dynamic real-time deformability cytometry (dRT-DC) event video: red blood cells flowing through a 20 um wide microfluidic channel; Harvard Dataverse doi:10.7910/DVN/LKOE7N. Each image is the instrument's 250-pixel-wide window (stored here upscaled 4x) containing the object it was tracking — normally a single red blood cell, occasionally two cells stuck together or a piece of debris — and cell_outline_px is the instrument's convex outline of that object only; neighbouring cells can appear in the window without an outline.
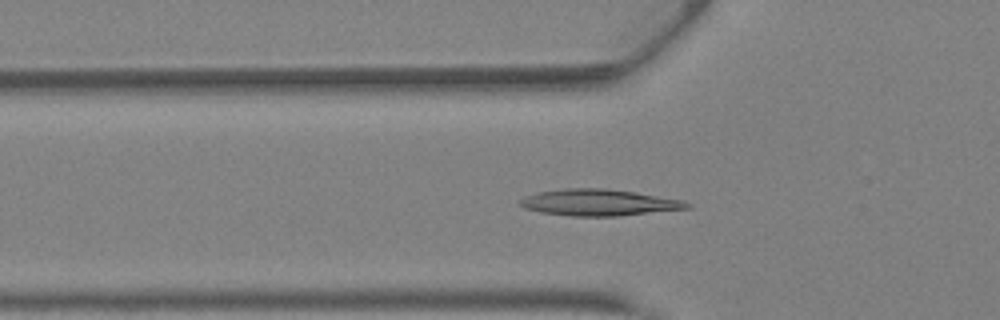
{"species": "Egyptian fruit bat (a non-hibernating species)", "species_latin": "Rousettus aegyptiacus", "temperature_condition": "warm", "stored_images_in_passage": 41, "camera_frame_rate_fps": 3000, "um_per_image_px": 0.085, "animal": {"sex": "female"}, "frame": {"image": 1, "passage_image": 14, "time_ms": 4.333, "image_size_px": [1000, 320], "cell_outline_px": [[692, 208], [616, 216], [572, 216], [540, 212], [524, 208], [520, 204], [520, 200], [528, 196], [540, 192], [564, 188], [604, 188], [636, 192], [684, 200], [692, 204]], "centroid_in_image_um": [50.97, 17.21], "position_along_channel_um": 74.8, "area_um2": 25.66}}
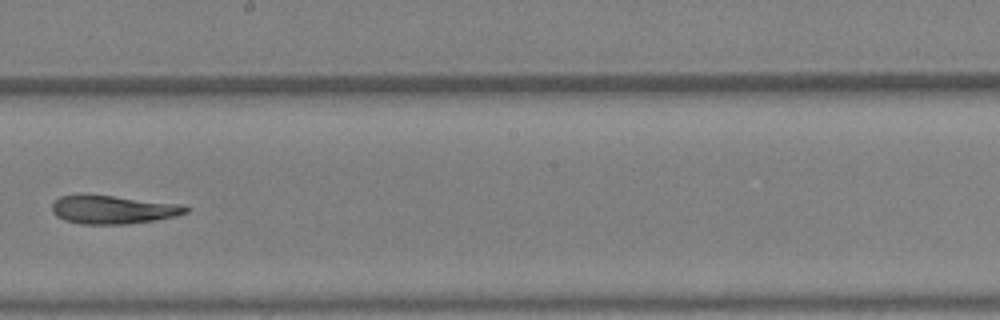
{"frame": {"image": 2, "passage_image": 24, "time_ms": 7.667, "image_size_px": [1000, 320], "cell_outline_px": [[188, 212], [176, 216], [156, 220], [128, 224], [80, 224], [64, 220], [56, 216], [52, 212], [52, 204], [60, 196], [80, 192], [184, 204], [188, 208]], "centroid_in_image_um": [9.57, 17.79], "position_along_channel_um": 238.6, "area_um2": 22.77}}
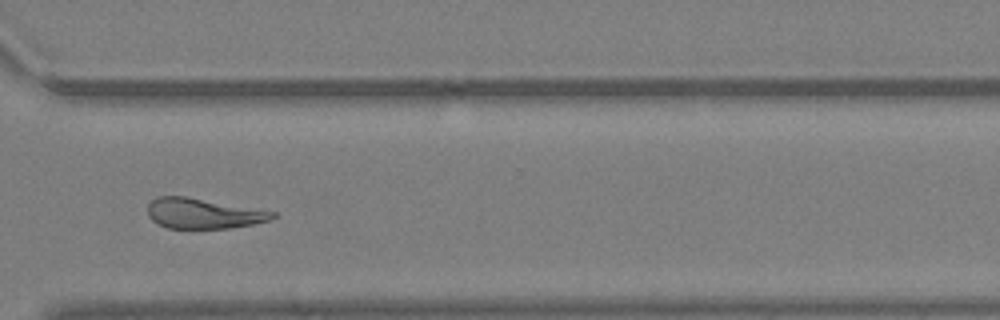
{"frame": {"image": 3, "passage_image": 31, "time_ms": 10.0, "image_size_px": [1000, 320], "cell_outline_px": [[276, 216], [272, 220], [252, 224], [228, 228], [168, 228], [156, 224], [148, 216], [148, 204], [156, 196], [184, 196], [276, 212]], "centroid_in_image_um": [17.25, 18.15], "position_along_channel_um": 353.4, "area_um2": 21.91}, "authors_computed_cell_mechanics": {"area_um2": 23.5246, "velocity_mm_per_s": 4.9104, "shape_relaxation_time_tau1_ms": null, "shape_relaxation_time_tau2_ms": 9.9955, "deformation_change_tau1": null, "deformation_change_tau2": 0.2442}}